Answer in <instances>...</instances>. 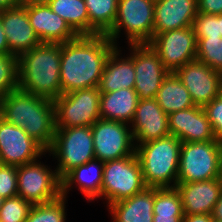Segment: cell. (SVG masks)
<instances>
[{"mask_svg":"<svg viewBox=\"0 0 222 222\" xmlns=\"http://www.w3.org/2000/svg\"><path fill=\"white\" fill-rule=\"evenodd\" d=\"M105 34L78 36L61 44L62 94L98 87L106 60L116 48Z\"/></svg>","mask_w":222,"mask_h":222,"instance_id":"cell-1","label":"cell"},{"mask_svg":"<svg viewBox=\"0 0 222 222\" xmlns=\"http://www.w3.org/2000/svg\"><path fill=\"white\" fill-rule=\"evenodd\" d=\"M0 117L21 127L46 151L51 147L56 131L53 100L17 88L0 100Z\"/></svg>","mask_w":222,"mask_h":222,"instance_id":"cell-2","label":"cell"},{"mask_svg":"<svg viewBox=\"0 0 222 222\" xmlns=\"http://www.w3.org/2000/svg\"><path fill=\"white\" fill-rule=\"evenodd\" d=\"M61 44L41 43L18 57V88L51 100L62 94Z\"/></svg>","mask_w":222,"mask_h":222,"instance_id":"cell-3","label":"cell"},{"mask_svg":"<svg viewBox=\"0 0 222 222\" xmlns=\"http://www.w3.org/2000/svg\"><path fill=\"white\" fill-rule=\"evenodd\" d=\"M181 141L168 135L143 144H136L139 160L147 187L172 188L177 184ZM174 183L170 186V183Z\"/></svg>","mask_w":222,"mask_h":222,"instance_id":"cell-4","label":"cell"},{"mask_svg":"<svg viewBox=\"0 0 222 222\" xmlns=\"http://www.w3.org/2000/svg\"><path fill=\"white\" fill-rule=\"evenodd\" d=\"M48 151L58 158L55 170L62 180L74 168L95 159L91 126L56 128Z\"/></svg>","mask_w":222,"mask_h":222,"instance_id":"cell-5","label":"cell"},{"mask_svg":"<svg viewBox=\"0 0 222 222\" xmlns=\"http://www.w3.org/2000/svg\"><path fill=\"white\" fill-rule=\"evenodd\" d=\"M222 142H182L177 182L220 178Z\"/></svg>","mask_w":222,"mask_h":222,"instance_id":"cell-6","label":"cell"},{"mask_svg":"<svg viewBox=\"0 0 222 222\" xmlns=\"http://www.w3.org/2000/svg\"><path fill=\"white\" fill-rule=\"evenodd\" d=\"M155 0H118L113 27L105 34L114 44L124 28L128 43L149 44L153 39Z\"/></svg>","mask_w":222,"mask_h":222,"instance_id":"cell-7","label":"cell"},{"mask_svg":"<svg viewBox=\"0 0 222 222\" xmlns=\"http://www.w3.org/2000/svg\"><path fill=\"white\" fill-rule=\"evenodd\" d=\"M146 187L136 154L104 162L101 197L108 200V205L130 198Z\"/></svg>","mask_w":222,"mask_h":222,"instance_id":"cell-8","label":"cell"},{"mask_svg":"<svg viewBox=\"0 0 222 222\" xmlns=\"http://www.w3.org/2000/svg\"><path fill=\"white\" fill-rule=\"evenodd\" d=\"M99 87L75 90L53 100L56 128L92 126L100 117Z\"/></svg>","mask_w":222,"mask_h":222,"instance_id":"cell-9","label":"cell"},{"mask_svg":"<svg viewBox=\"0 0 222 222\" xmlns=\"http://www.w3.org/2000/svg\"><path fill=\"white\" fill-rule=\"evenodd\" d=\"M17 196L32 205L47 203L62 195V180L57 171L33 161L17 166Z\"/></svg>","mask_w":222,"mask_h":222,"instance_id":"cell-10","label":"cell"},{"mask_svg":"<svg viewBox=\"0 0 222 222\" xmlns=\"http://www.w3.org/2000/svg\"><path fill=\"white\" fill-rule=\"evenodd\" d=\"M149 44L169 72L196 60L197 38L193 26L153 34Z\"/></svg>","mask_w":222,"mask_h":222,"instance_id":"cell-11","label":"cell"},{"mask_svg":"<svg viewBox=\"0 0 222 222\" xmlns=\"http://www.w3.org/2000/svg\"><path fill=\"white\" fill-rule=\"evenodd\" d=\"M127 126L123 122L104 119L91 126L95 159L107 162L135 155L133 135Z\"/></svg>","mask_w":222,"mask_h":222,"instance_id":"cell-12","label":"cell"},{"mask_svg":"<svg viewBox=\"0 0 222 222\" xmlns=\"http://www.w3.org/2000/svg\"><path fill=\"white\" fill-rule=\"evenodd\" d=\"M130 48H133L130 58L134 62L136 73L134 90L139 100L153 99L170 72L150 44H131Z\"/></svg>","mask_w":222,"mask_h":222,"instance_id":"cell-13","label":"cell"},{"mask_svg":"<svg viewBox=\"0 0 222 222\" xmlns=\"http://www.w3.org/2000/svg\"><path fill=\"white\" fill-rule=\"evenodd\" d=\"M47 152L21 127L0 117V164L21 166L36 161Z\"/></svg>","mask_w":222,"mask_h":222,"instance_id":"cell-14","label":"cell"},{"mask_svg":"<svg viewBox=\"0 0 222 222\" xmlns=\"http://www.w3.org/2000/svg\"><path fill=\"white\" fill-rule=\"evenodd\" d=\"M174 73L196 106L204 107L222 92V73L198 60L186 63Z\"/></svg>","mask_w":222,"mask_h":222,"instance_id":"cell-15","label":"cell"},{"mask_svg":"<svg viewBox=\"0 0 222 222\" xmlns=\"http://www.w3.org/2000/svg\"><path fill=\"white\" fill-rule=\"evenodd\" d=\"M0 17L12 55L20 57L41 44L39 37L30 25L27 5H18L3 10L0 12Z\"/></svg>","mask_w":222,"mask_h":222,"instance_id":"cell-16","label":"cell"},{"mask_svg":"<svg viewBox=\"0 0 222 222\" xmlns=\"http://www.w3.org/2000/svg\"><path fill=\"white\" fill-rule=\"evenodd\" d=\"M171 135L181 142L217 140L203 107L193 106L168 115Z\"/></svg>","mask_w":222,"mask_h":222,"instance_id":"cell-17","label":"cell"},{"mask_svg":"<svg viewBox=\"0 0 222 222\" xmlns=\"http://www.w3.org/2000/svg\"><path fill=\"white\" fill-rule=\"evenodd\" d=\"M132 123L133 140L147 143L171 135L168 114L159 106L155 98L139 100Z\"/></svg>","mask_w":222,"mask_h":222,"instance_id":"cell-18","label":"cell"},{"mask_svg":"<svg viewBox=\"0 0 222 222\" xmlns=\"http://www.w3.org/2000/svg\"><path fill=\"white\" fill-rule=\"evenodd\" d=\"M27 15L41 43L62 44L78 37L48 4L27 5Z\"/></svg>","mask_w":222,"mask_h":222,"instance_id":"cell-19","label":"cell"},{"mask_svg":"<svg viewBox=\"0 0 222 222\" xmlns=\"http://www.w3.org/2000/svg\"><path fill=\"white\" fill-rule=\"evenodd\" d=\"M176 189L180 193L184 215H211L222 191L220 178L199 182H177Z\"/></svg>","mask_w":222,"mask_h":222,"instance_id":"cell-20","label":"cell"},{"mask_svg":"<svg viewBox=\"0 0 222 222\" xmlns=\"http://www.w3.org/2000/svg\"><path fill=\"white\" fill-rule=\"evenodd\" d=\"M198 0H155L153 34L193 26Z\"/></svg>","mask_w":222,"mask_h":222,"instance_id":"cell-21","label":"cell"},{"mask_svg":"<svg viewBox=\"0 0 222 222\" xmlns=\"http://www.w3.org/2000/svg\"><path fill=\"white\" fill-rule=\"evenodd\" d=\"M113 222H153L154 188L146 187L130 198L110 204Z\"/></svg>","mask_w":222,"mask_h":222,"instance_id":"cell-22","label":"cell"},{"mask_svg":"<svg viewBox=\"0 0 222 222\" xmlns=\"http://www.w3.org/2000/svg\"><path fill=\"white\" fill-rule=\"evenodd\" d=\"M120 51L116 47L106 60L99 90L101 93L113 92L120 89H134L135 70L134 62L130 57L121 59Z\"/></svg>","mask_w":222,"mask_h":222,"instance_id":"cell-23","label":"cell"},{"mask_svg":"<svg viewBox=\"0 0 222 222\" xmlns=\"http://www.w3.org/2000/svg\"><path fill=\"white\" fill-rule=\"evenodd\" d=\"M139 96L134 89H120L101 93L100 117L104 120L118 121L128 124L133 121Z\"/></svg>","mask_w":222,"mask_h":222,"instance_id":"cell-24","label":"cell"},{"mask_svg":"<svg viewBox=\"0 0 222 222\" xmlns=\"http://www.w3.org/2000/svg\"><path fill=\"white\" fill-rule=\"evenodd\" d=\"M93 159L70 171L62 179V196L66 197L72 184L77 183L80 191L90 200L101 197L104 162ZM97 164V165H96Z\"/></svg>","mask_w":222,"mask_h":222,"instance_id":"cell-25","label":"cell"},{"mask_svg":"<svg viewBox=\"0 0 222 222\" xmlns=\"http://www.w3.org/2000/svg\"><path fill=\"white\" fill-rule=\"evenodd\" d=\"M155 100L168 115L195 106L189 91L174 72L164 78Z\"/></svg>","mask_w":222,"mask_h":222,"instance_id":"cell-26","label":"cell"},{"mask_svg":"<svg viewBox=\"0 0 222 222\" xmlns=\"http://www.w3.org/2000/svg\"><path fill=\"white\" fill-rule=\"evenodd\" d=\"M48 5L78 36H89V15L85 0H50Z\"/></svg>","mask_w":222,"mask_h":222,"instance_id":"cell-27","label":"cell"},{"mask_svg":"<svg viewBox=\"0 0 222 222\" xmlns=\"http://www.w3.org/2000/svg\"><path fill=\"white\" fill-rule=\"evenodd\" d=\"M89 15V36L106 34L114 25L118 0H85Z\"/></svg>","mask_w":222,"mask_h":222,"instance_id":"cell-28","label":"cell"},{"mask_svg":"<svg viewBox=\"0 0 222 222\" xmlns=\"http://www.w3.org/2000/svg\"><path fill=\"white\" fill-rule=\"evenodd\" d=\"M65 200L66 197L32 205L25 222H65Z\"/></svg>","mask_w":222,"mask_h":222,"instance_id":"cell-29","label":"cell"},{"mask_svg":"<svg viewBox=\"0 0 222 222\" xmlns=\"http://www.w3.org/2000/svg\"><path fill=\"white\" fill-rule=\"evenodd\" d=\"M154 215H184L180 193L176 187L154 188Z\"/></svg>","mask_w":222,"mask_h":222,"instance_id":"cell-30","label":"cell"},{"mask_svg":"<svg viewBox=\"0 0 222 222\" xmlns=\"http://www.w3.org/2000/svg\"><path fill=\"white\" fill-rule=\"evenodd\" d=\"M196 60L222 73V37L197 38Z\"/></svg>","mask_w":222,"mask_h":222,"instance_id":"cell-31","label":"cell"},{"mask_svg":"<svg viewBox=\"0 0 222 222\" xmlns=\"http://www.w3.org/2000/svg\"><path fill=\"white\" fill-rule=\"evenodd\" d=\"M18 88V57L0 54V100Z\"/></svg>","mask_w":222,"mask_h":222,"instance_id":"cell-32","label":"cell"},{"mask_svg":"<svg viewBox=\"0 0 222 222\" xmlns=\"http://www.w3.org/2000/svg\"><path fill=\"white\" fill-rule=\"evenodd\" d=\"M32 204L22 197L15 196L1 200L0 222H25Z\"/></svg>","mask_w":222,"mask_h":222,"instance_id":"cell-33","label":"cell"},{"mask_svg":"<svg viewBox=\"0 0 222 222\" xmlns=\"http://www.w3.org/2000/svg\"><path fill=\"white\" fill-rule=\"evenodd\" d=\"M193 28L196 38L222 37L220 28V14L198 13L194 19Z\"/></svg>","mask_w":222,"mask_h":222,"instance_id":"cell-34","label":"cell"},{"mask_svg":"<svg viewBox=\"0 0 222 222\" xmlns=\"http://www.w3.org/2000/svg\"><path fill=\"white\" fill-rule=\"evenodd\" d=\"M17 194V166L0 164V198H12Z\"/></svg>","mask_w":222,"mask_h":222,"instance_id":"cell-35","label":"cell"},{"mask_svg":"<svg viewBox=\"0 0 222 222\" xmlns=\"http://www.w3.org/2000/svg\"><path fill=\"white\" fill-rule=\"evenodd\" d=\"M203 108L212 125L216 139L222 142V92Z\"/></svg>","mask_w":222,"mask_h":222,"instance_id":"cell-36","label":"cell"},{"mask_svg":"<svg viewBox=\"0 0 222 222\" xmlns=\"http://www.w3.org/2000/svg\"><path fill=\"white\" fill-rule=\"evenodd\" d=\"M198 13L222 14V0H198Z\"/></svg>","mask_w":222,"mask_h":222,"instance_id":"cell-37","label":"cell"},{"mask_svg":"<svg viewBox=\"0 0 222 222\" xmlns=\"http://www.w3.org/2000/svg\"><path fill=\"white\" fill-rule=\"evenodd\" d=\"M213 219L209 214L184 215L182 222H211Z\"/></svg>","mask_w":222,"mask_h":222,"instance_id":"cell-38","label":"cell"},{"mask_svg":"<svg viewBox=\"0 0 222 222\" xmlns=\"http://www.w3.org/2000/svg\"><path fill=\"white\" fill-rule=\"evenodd\" d=\"M184 215H154L153 222H182Z\"/></svg>","mask_w":222,"mask_h":222,"instance_id":"cell-39","label":"cell"},{"mask_svg":"<svg viewBox=\"0 0 222 222\" xmlns=\"http://www.w3.org/2000/svg\"><path fill=\"white\" fill-rule=\"evenodd\" d=\"M0 54H12L9 51V46L3 29V23L1 17H0Z\"/></svg>","mask_w":222,"mask_h":222,"instance_id":"cell-40","label":"cell"},{"mask_svg":"<svg viewBox=\"0 0 222 222\" xmlns=\"http://www.w3.org/2000/svg\"><path fill=\"white\" fill-rule=\"evenodd\" d=\"M211 217L215 221L222 222V191L220 197L218 198V201L213 207Z\"/></svg>","mask_w":222,"mask_h":222,"instance_id":"cell-41","label":"cell"},{"mask_svg":"<svg viewBox=\"0 0 222 222\" xmlns=\"http://www.w3.org/2000/svg\"><path fill=\"white\" fill-rule=\"evenodd\" d=\"M20 5V0H0V12Z\"/></svg>","mask_w":222,"mask_h":222,"instance_id":"cell-42","label":"cell"},{"mask_svg":"<svg viewBox=\"0 0 222 222\" xmlns=\"http://www.w3.org/2000/svg\"><path fill=\"white\" fill-rule=\"evenodd\" d=\"M50 0H20V5L48 4Z\"/></svg>","mask_w":222,"mask_h":222,"instance_id":"cell-43","label":"cell"},{"mask_svg":"<svg viewBox=\"0 0 222 222\" xmlns=\"http://www.w3.org/2000/svg\"><path fill=\"white\" fill-rule=\"evenodd\" d=\"M220 179L222 181V149H221Z\"/></svg>","mask_w":222,"mask_h":222,"instance_id":"cell-44","label":"cell"},{"mask_svg":"<svg viewBox=\"0 0 222 222\" xmlns=\"http://www.w3.org/2000/svg\"><path fill=\"white\" fill-rule=\"evenodd\" d=\"M220 28H221V34H222V14H220Z\"/></svg>","mask_w":222,"mask_h":222,"instance_id":"cell-45","label":"cell"}]
</instances>
